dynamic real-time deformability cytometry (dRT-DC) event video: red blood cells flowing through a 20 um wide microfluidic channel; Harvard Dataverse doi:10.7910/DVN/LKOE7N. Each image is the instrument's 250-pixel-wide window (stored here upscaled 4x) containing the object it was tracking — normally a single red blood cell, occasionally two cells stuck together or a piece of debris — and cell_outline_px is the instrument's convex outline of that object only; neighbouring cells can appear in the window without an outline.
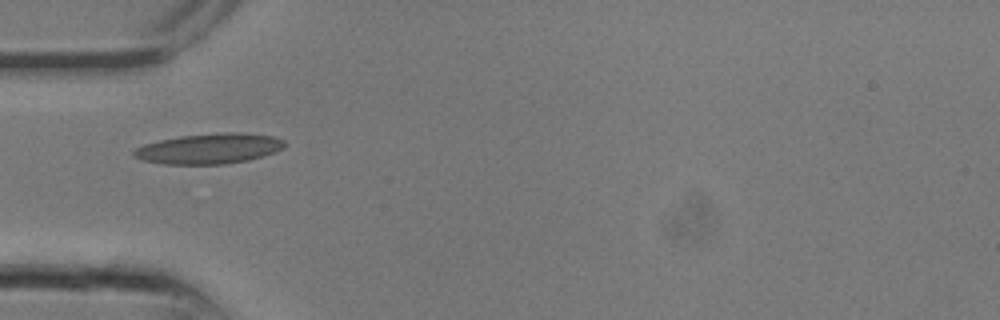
{"species": "common noctule bat (a hibernating species)", "species_latin": "Nyctalus noctula", "temperature_condition": "room temperature", "stored_images_in_passage": 7, "camera_frame_rate_fps": 3000, "um_per_image_px": 0.085, "animal": {"sex": "male", "body_mass_g": 13.3}, "frame": {"image": 1, "passage_image": 1, "time_ms": 0.0, "image_size_px": [1000, 320], "cell_outline_px": [[288, 144], [284, 148], [264, 156], [248, 160], [224, 164], [164, 164], [144, 160], [132, 156], [132, 152], [136, 148], [144, 144], [160, 140], [180, 136], [228, 132], [236, 132], [272, 136], [284, 140]], "centroid_in_image_um": [17.8, 12.63], "position_along_channel_um": 67.2, "area_um2": 26.59}}
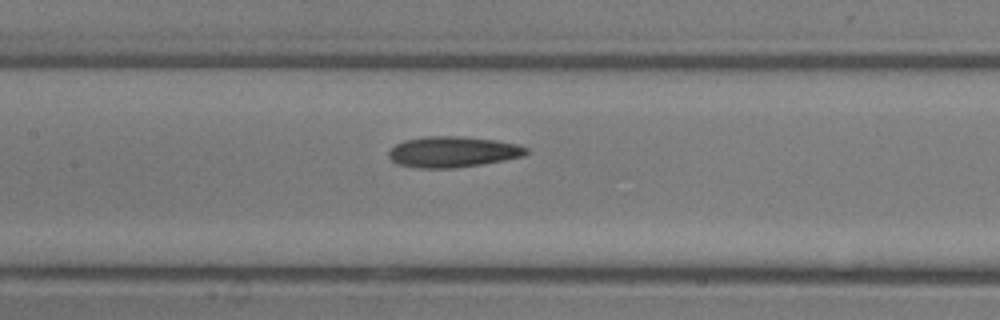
{"frame": {"image": 2, "passage_image": 5, "time_ms": 1.333, "image_size_px": [1000, 320], "cell_outline_px": [[528, 152], [524, 156], [484, 164], [456, 168], [416, 168], [396, 164], [388, 156], [388, 152], [396, 144], [404, 140], [428, 136], [464, 136], [496, 140], [516, 144], [528, 148]], "centroid_in_image_um": [38.49, 12.91], "position_along_channel_um": 168.9, "area_um2": 24.91}}
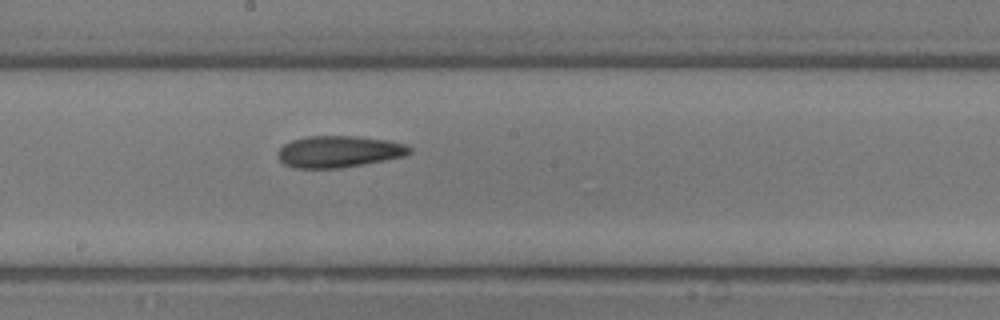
{"frame": {"image": 3, "passage_image": 7, "time_ms": 2.0, "image_size_px": [1000, 320], "cell_outline_px": [[412, 152], [404, 156], [364, 164], [340, 168], [296, 168], [284, 164], [276, 156], [280, 148], [284, 144], [292, 140], [308, 136], [352, 136], [388, 140], [404, 144], [412, 148]], "centroid_in_image_um": [28.79, 12.89], "position_along_channel_um": 219.4, "area_um2": 24.22}}